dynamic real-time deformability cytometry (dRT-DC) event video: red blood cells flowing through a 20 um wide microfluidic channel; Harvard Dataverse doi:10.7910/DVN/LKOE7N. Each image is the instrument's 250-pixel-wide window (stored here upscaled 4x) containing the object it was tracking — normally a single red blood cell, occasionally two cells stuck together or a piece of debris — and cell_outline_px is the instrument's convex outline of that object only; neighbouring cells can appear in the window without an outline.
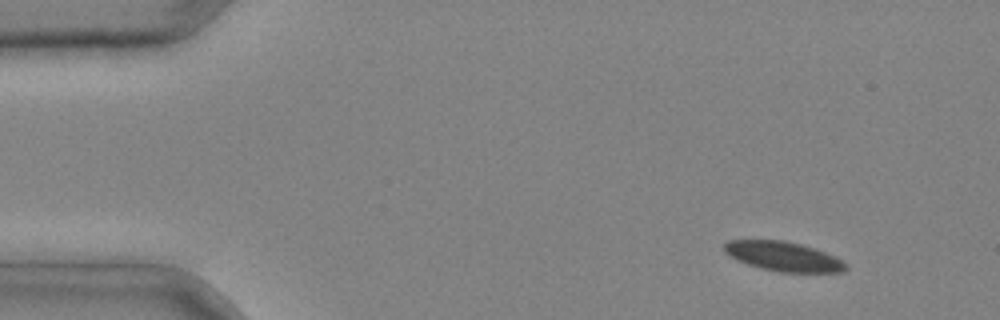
{"species": "common noctule bat (a hibernating species)", "species_latin": "Nyctalus noctula", "temperature_condition": "cold", "stored_images_in_passage": 4, "camera_frame_rate_fps": 3000, "um_per_image_px": 0.085, "animal": {"sex": "male", "body_mass_g": 20.4}, "frame": {"image": 1, "passage_image": 1, "time_ms": 0.0, "image_size_px": [1000, 320], "cell_outline_px": [[848, 268], [844, 272], [780, 272], [760, 268], [748, 264], [724, 252], [724, 244], [728, 240], [784, 240], [800, 244], [836, 256], [848, 264]], "centroid_in_image_um": [66.63, 21.8], "position_along_channel_um": 18.4, "area_um2": 20.75}}